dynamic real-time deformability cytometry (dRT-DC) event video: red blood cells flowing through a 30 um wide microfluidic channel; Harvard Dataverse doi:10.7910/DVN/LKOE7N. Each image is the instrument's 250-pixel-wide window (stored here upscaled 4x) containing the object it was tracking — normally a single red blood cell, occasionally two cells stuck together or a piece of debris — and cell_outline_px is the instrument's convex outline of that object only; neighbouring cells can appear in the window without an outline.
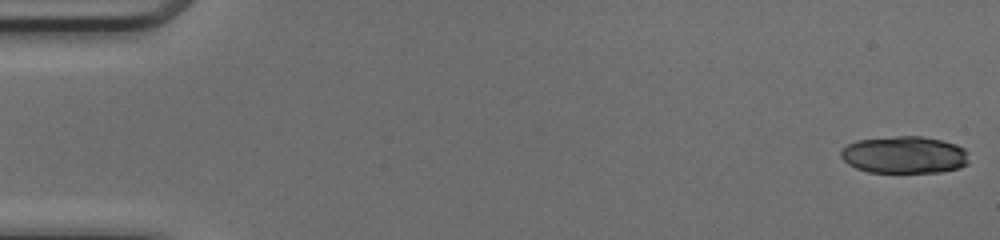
{"species": "common noctule bat (a hibernating species)", "species_latin": "Nyctalus noctula", "temperature_condition": "cold", "stored_images_in_passage": 24, "camera_frame_rate_fps": 3000, "um_per_image_px": 0.085, "animal": {"sex": "female", "body_mass_g": 17.0, "forearm_length_mm": 48.0}, "frame": {"image": 1, "passage_image": 1, "time_ms": 0.0, "image_size_px": [1000, 240], "cell_outline_px": [[968, 164], [960, 168], [940, 172], [868, 172], [856, 168], [848, 164], [840, 156], [840, 152], [848, 144], [856, 140], [896, 136], [924, 136], [956, 144], [964, 148], [968, 152]], "centroid_in_image_um": [76.89, 13.16], "position_along_channel_um": 8.1, "area_um2": 27.92}}
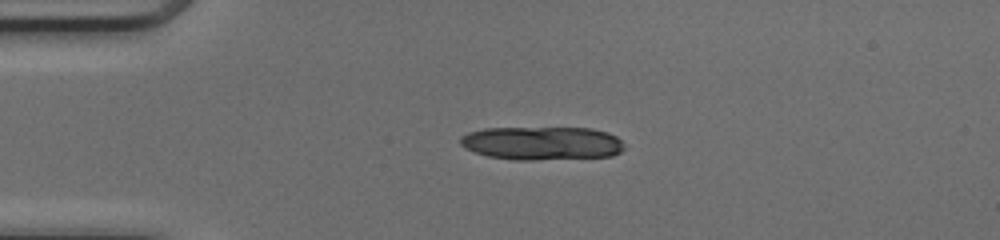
{"frame": {"image": 2, "passage_image": 12, "time_ms": 3.667, "image_size_px": [1000, 240], "cell_outline_px": [[628, 148], [612, 156], [532, 160], [516, 160], [488, 156], [476, 152], [460, 144], [460, 136], [468, 132], [484, 128], [592, 128], [608, 132], [616, 136]], "centroid_in_image_um": [46.11, 12.17], "position_along_channel_um": 38.9, "area_um2": 32.08}}